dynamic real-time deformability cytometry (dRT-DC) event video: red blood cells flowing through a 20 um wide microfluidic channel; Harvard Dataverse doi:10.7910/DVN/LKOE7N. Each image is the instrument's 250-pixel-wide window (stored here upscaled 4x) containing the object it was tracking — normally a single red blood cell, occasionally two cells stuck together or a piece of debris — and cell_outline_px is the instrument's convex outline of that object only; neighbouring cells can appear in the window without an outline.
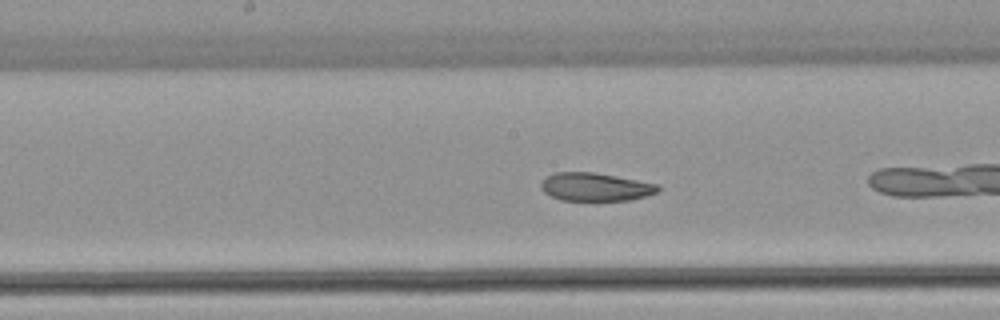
{"species": "common noctule bat (a hibernating species)", "species_latin": "Nyctalus noctula", "temperature_condition": "warm", "stored_images_in_passage": 37, "camera_frame_rate_fps": 3000, "um_per_image_px": 0.085, "animal": {"sex": "female", "body_mass_g": 22.7, "forearm_length_mm": 54.2}, "frame": {"image": 1, "passage_image": 11, "time_ms": 3.333, "image_size_px": [1000, 320], "cell_outline_px": [[660, 192], [648, 196], [632, 200], [560, 200], [544, 192], [540, 188], [540, 180], [544, 176], [556, 172], [596, 172], [660, 184]], "centroid_in_image_um": [50.63, 15.88], "position_along_channel_um": 197.6, "area_um2": 19.65}, "authors_computed_cell_mechanics": {"area_um2": 20.808, "velocity_mm_per_s": 3.8745, "shape_relaxation_time_tau1_ms": null, "shape_relaxation_time_tau2_ms": 2.1647, "deformation_change_tau1": null, "deformation_change_tau2": 0.0593}}